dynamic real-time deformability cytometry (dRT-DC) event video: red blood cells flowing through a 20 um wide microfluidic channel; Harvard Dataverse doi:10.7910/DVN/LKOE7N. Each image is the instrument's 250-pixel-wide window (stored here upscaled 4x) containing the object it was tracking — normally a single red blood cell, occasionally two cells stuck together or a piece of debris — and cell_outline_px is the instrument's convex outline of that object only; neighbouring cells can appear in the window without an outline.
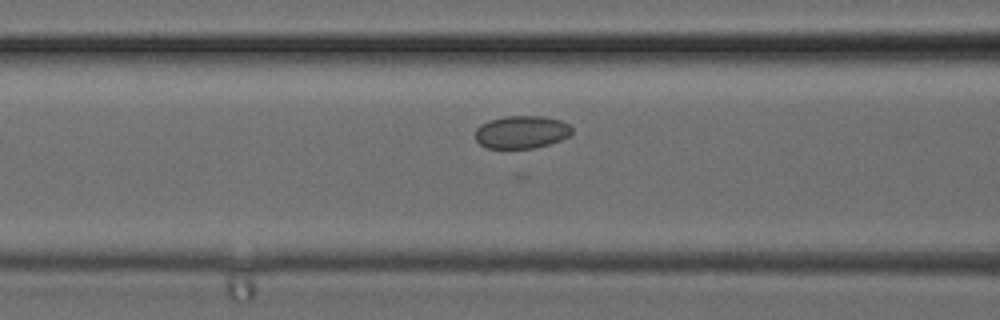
{"species": "common noctule bat (a hibernating species)", "species_latin": "Nyctalus noctula", "temperature_condition": "cold", "stored_images_in_passage": 24, "camera_frame_rate_fps": 3000, "um_per_image_px": 0.085, "animal": {"sex": "female", "body_mass_g": 24.6, "forearm_length_mm": 56.2}, "frame": {"image": 1, "passage_image": 4, "time_ms": 1.0, "image_size_px": [1000, 320], "cell_outline_px": [[572, 132], [568, 136], [560, 140], [548, 144], [532, 148], [488, 148], [480, 144], [476, 140], [476, 128], [480, 124], [488, 120], [504, 116], [544, 116], [560, 120], [568, 124], [572, 128]], "centroid_in_image_um": [44.31, 11.21], "position_along_channel_um": 122.3, "area_um2": 18.44}}
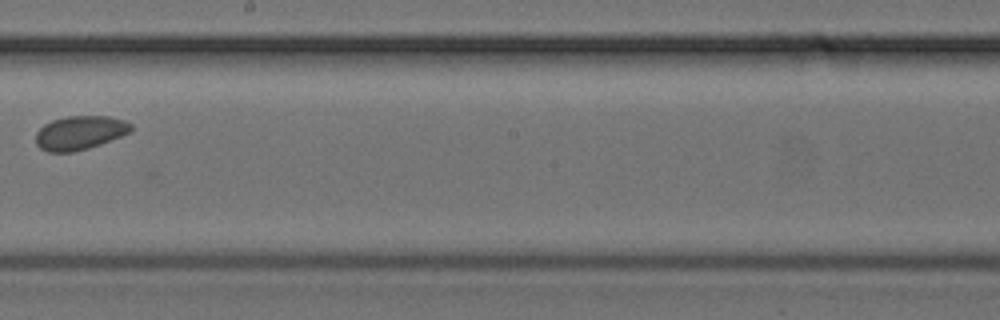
{"frame": {"image": 2, "passage_image": 10, "time_ms": 3.0, "image_size_px": [1000, 320], "cell_outline_px": [[132, 132], [100, 144], [88, 148], [72, 152], [48, 152], [40, 148], [36, 144], [36, 132], [44, 124], [52, 120], [68, 116], [108, 116], [124, 120], [132, 124]], "centroid_in_image_um": [6.79, 11.28], "position_along_channel_um": 241.4, "area_um2": 18.84}}
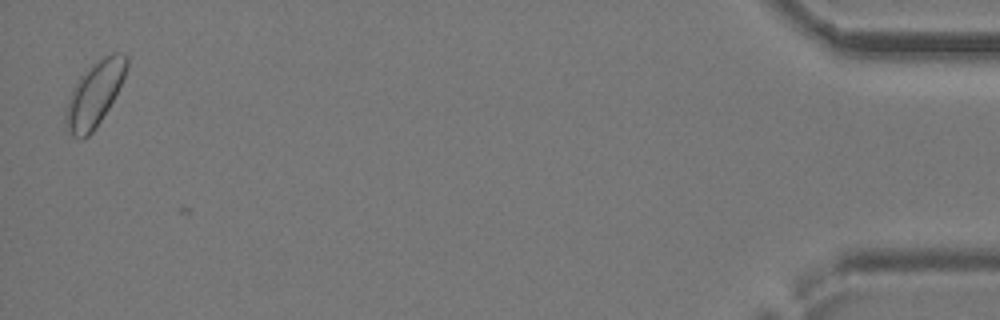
{"frame": {"image": 3, "passage_image": 24, "time_ms": 7.667, "image_size_px": [1000, 320], "cell_outline_px": [[128, 64], [124, 76], [108, 108], [96, 128], [88, 136], [72, 136], [64, 128], [64, 112], [72, 88], [80, 76], [92, 64], [104, 56], [112, 52], [124, 52], [128, 56]], "centroid_in_image_um": [8.01, 7.98], "position_along_channel_um": 427.2, "area_um2": 22.89}}